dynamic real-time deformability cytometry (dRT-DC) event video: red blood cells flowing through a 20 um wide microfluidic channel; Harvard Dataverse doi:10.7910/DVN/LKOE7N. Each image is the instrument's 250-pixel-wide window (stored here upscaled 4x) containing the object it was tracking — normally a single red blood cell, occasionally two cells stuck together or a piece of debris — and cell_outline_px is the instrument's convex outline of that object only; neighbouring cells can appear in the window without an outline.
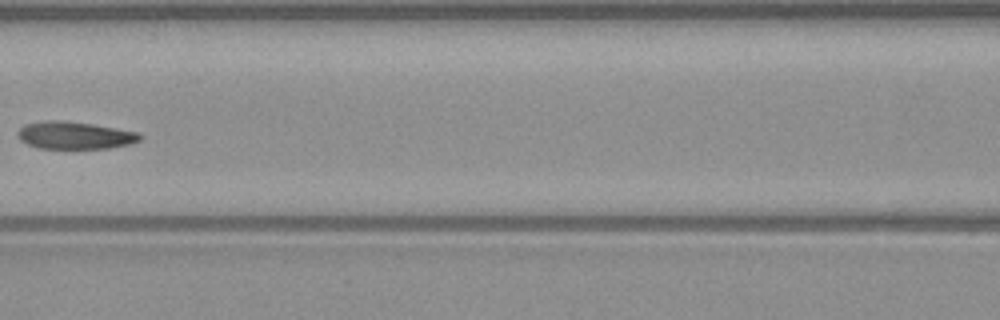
{"species": "common noctule bat (a hibernating species)", "species_latin": "Nyctalus noctula", "temperature_condition": "warm", "stored_images_in_passage": 4, "camera_frame_rate_fps": 3000, "um_per_image_px": 0.085, "animal": {"sex": "male", "body_mass_g": 23.1, "forearm_length_mm": 52.7}, "frame": {"image": 1, "passage_image": 4, "time_ms": 3.667, "image_size_px": [1000, 320], "cell_outline_px": [[144, 136], [140, 140], [128, 144], [108, 148], [40, 148], [28, 144], [20, 140], [16, 136], [16, 132], [24, 124], [44, 120], [64, 120], [92, 124], [140, 132]], "centroid_in_image_um": [6.34, 11.49], "position_along_channel_um": 160.3, "area_um2": 19.65}}